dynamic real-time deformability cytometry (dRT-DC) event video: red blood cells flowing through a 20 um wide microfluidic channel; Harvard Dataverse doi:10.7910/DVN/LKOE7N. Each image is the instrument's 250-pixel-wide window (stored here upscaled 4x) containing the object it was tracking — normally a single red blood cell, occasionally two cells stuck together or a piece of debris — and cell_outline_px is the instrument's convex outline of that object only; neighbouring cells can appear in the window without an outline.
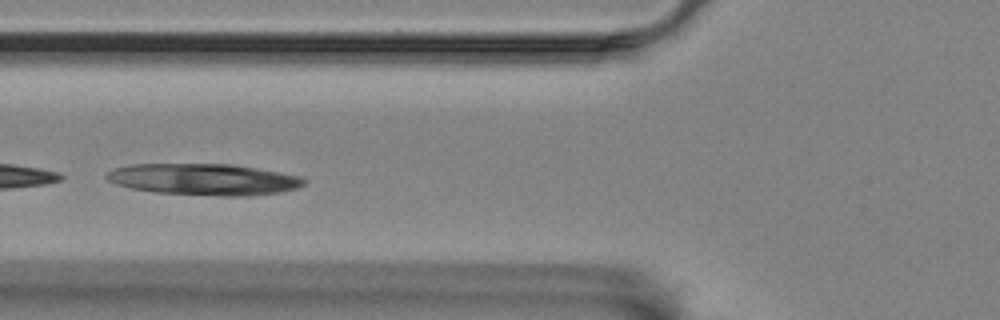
{"species": "Egyptian fruit bat (a non-hibernating species)", "species_latin": "Rousettus aegyptiacus", "temperature_condition": "room temperature", "stored_images_in_passage": 8, "camera_frame_rate_fps": 3000, "um_per_image_px": 0.085, "animal": {"sex": "female"}, "frame": {"image": 1, "passage_image": 6, "time_ms": 5.667, "image_size_px": [1000, 320], "cell_outline_px": [[308, 180], [300, 188], [276, 192], [248, 196], [224, 196], [152, 192], [132, 188], [116, 184], [108, 180], [104, 176], [112, 168], [132, 164], [232, 164], [256, 168], [300, 176]], "centroid_in_image_um": [17.31, 15.24], "position_along_channel_um": 108.5, "area_um2": 36.18}}
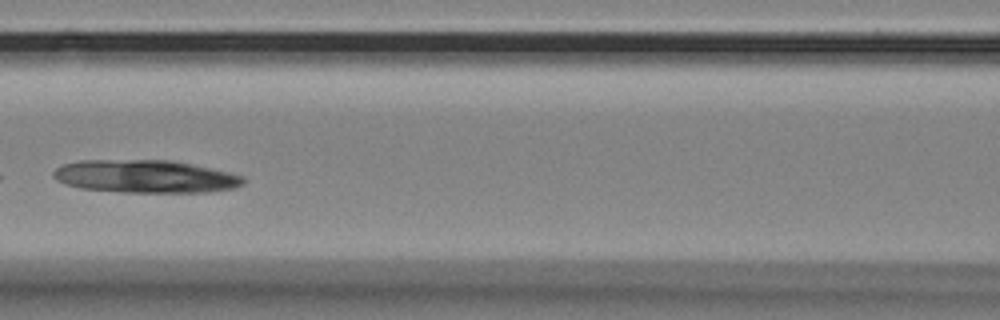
{"frame": {"image": 2, "passage_image": 7, "time_ms": 7.0, "image_size_px": [1000, 320], "cell_outline_px": [[244, 184], [232, 188], [208, 192], [124, 192], [80, 188], [64, 184], [56, 180], [52, 176], [52, 172], [56, 168], [64, 164], [80, 160], [172, 160], [228, 172], [244, 176]], "centroid_in_image_um": [12.32, 14.99], "position_along_channel_um": 154.3, "area_um2": 36.3}}
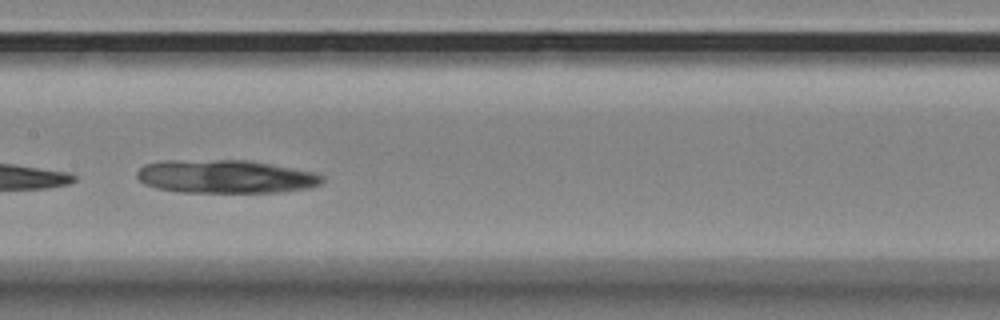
{"frame": {"image": 3, "passage_image": 8, "time_ms": 8.0, "image_size_px": [1000, 320], "cell_outline_px": [[324, 180], [320, 184], [312, 188], [280, 192], [180, 192], [156, 188], [144, 184], [136, 176], [136, 172], [144, 164], [164, 160], [252, 160], [312, 172], [324, 176]], "centroid_in_image_um": [19.16, 15.0], "position_along_channel_um": 188.2, "area_um2": 36.24}}